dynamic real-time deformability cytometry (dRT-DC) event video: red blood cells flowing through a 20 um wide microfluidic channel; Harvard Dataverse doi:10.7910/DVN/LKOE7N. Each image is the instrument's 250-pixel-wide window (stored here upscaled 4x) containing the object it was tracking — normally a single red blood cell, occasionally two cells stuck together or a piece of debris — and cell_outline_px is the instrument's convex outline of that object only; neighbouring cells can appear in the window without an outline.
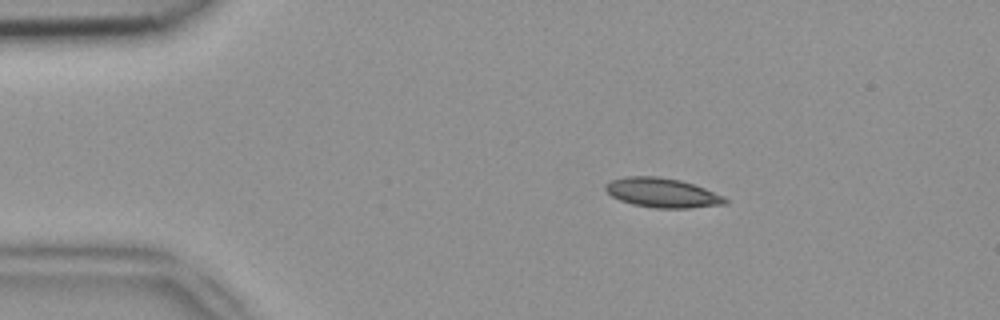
{"species": "common noctule bat (a hibernating species)", "species_latin": "Nyctalus noctula", "temperature_condition": "room temperature", "stored_images_in_passage": 42, "camera_frame_rate_fps": 3000, "um_per_image_px": 0.085, "animal": {"sex": "female", "body_mass_g": 18.4}, "frame": {"image": 1, "passage_image": 1, "time_ms": 0.0, "image_size_px": [1000, 320], "cell_outline_px": [[728, 204], [688, 208], [656, 208], [632, 204], [620, 200], [612, 196], [604, 188], [604, 184], [612, 180], [624, 176], [660, 176], [680, 180], [704, 188], [724, 196], [728, 200]], "centroid_in_image_um": [56.29, 16.38], "position_along_channel_um": 28.7, "area_um2": 20.58}}
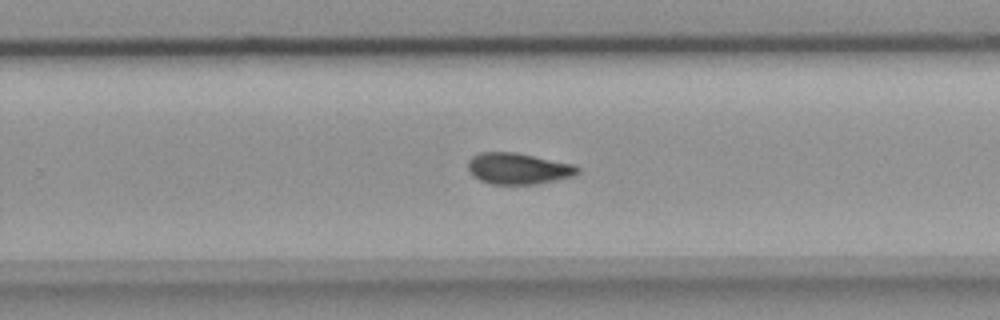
{"frame": {"image": 2, "passage_image": 24, "time_ms": 7.667, "image_size_px": [1000, 320], "cell_outline_px": [[580, 172], [572, 176], [556, 180], [536, 184], [492, 184], [480, 180], [472, 176], [468, 168], [468, 160], [472, 156], [480, 152], [516, 152], [576, 164], [580, 168]], "centroid_in_image_um": [44.06, 14.32], "position_along_channel_um": 285.7, "area_um2": 20.17}}
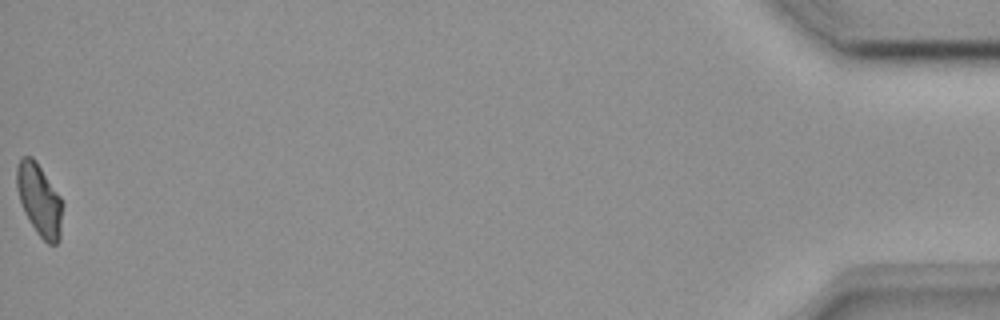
{"frame": {"image": 3, "passage_image": 42, "time_ms": 13.667, "image_size_px": [1000, 320], "cell_outline_px": [[64, 204], [60, 240], [56, 244], [48, 244], [36, 232], [24, 212], [16, 188], [16, 168], [20, 156], [32, 156], [36, 160], [60, 196]], "centroid_in_image_um": [3.36, 16.98], "position_along_channel_um": 431.8, "area_um2": 19.54}}